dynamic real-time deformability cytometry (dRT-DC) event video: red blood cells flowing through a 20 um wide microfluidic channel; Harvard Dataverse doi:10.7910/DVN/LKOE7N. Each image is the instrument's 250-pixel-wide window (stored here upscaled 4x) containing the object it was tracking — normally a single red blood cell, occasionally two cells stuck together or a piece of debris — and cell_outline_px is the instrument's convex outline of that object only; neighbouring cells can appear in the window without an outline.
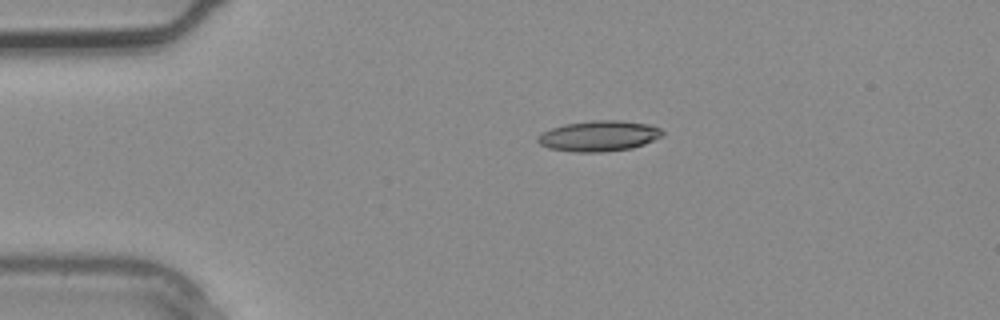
{"species": "common noctule bat (a hibernating species)", "species_latin": "Nyctalus noctula", "temperature_condition": "warm", "stored_images_in_passage": 3, "camera_frame_rate_fps": 3000, "um_per_image_px": 0.085, "animal": {"sex": "male", "body_mass_g": 20.4}, "frame": {"image": 1, "passage_image": 2, "time_ms": 0.333, "image_size_px": [1000, 320], "cell_outline_px": [[664, 136], [644, 144], [632, 148], [604, 152], [572, 152], [548, 148], [540, 144], [536, 140], [536, 136], [552, 128], [564, 124], [592, 120], [620, 120], [648, 124], [660, 128], [664, 132]], "centroid_in_image_um": [50.92, 11.56], "position_along_channel_um": 34.1, "area_um2": 22.43}}